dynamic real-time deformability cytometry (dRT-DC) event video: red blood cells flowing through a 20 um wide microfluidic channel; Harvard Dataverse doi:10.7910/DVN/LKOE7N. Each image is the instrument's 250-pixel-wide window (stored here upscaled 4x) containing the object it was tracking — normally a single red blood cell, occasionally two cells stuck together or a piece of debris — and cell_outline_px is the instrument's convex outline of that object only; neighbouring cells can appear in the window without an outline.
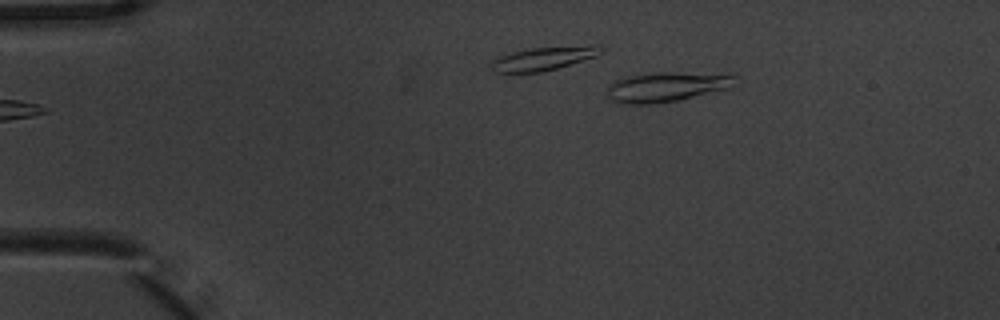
{"species": "common noctule bat (a hibernating species)", "species_latin": "Nyctalus noctula", "temperature_condition": "warm", "stored_images_in_passage": 2, "camera_frame_rate_fps": 3000, "um_per_image_px": 0.085, "animal": {"sex": "male", "body_mass_g": 20.1, "forearm_length_mm": 53.5}, "frame": {"image": 1, "passage_image": 2, "time_ms": 0.333, "image_size_px": [1000, 320], "cell_outline_px": [[736, 76], [728, 88], [676, 100], [652, 104], [624, 104], [612, 100], [608, 96], [608, 84], [620, 76], [652, 72], [732, 72]], "centroid_in_image_um": [56.63, 7.33], "position_along_channel_um": 28.4, "area_um2": 22.66}}